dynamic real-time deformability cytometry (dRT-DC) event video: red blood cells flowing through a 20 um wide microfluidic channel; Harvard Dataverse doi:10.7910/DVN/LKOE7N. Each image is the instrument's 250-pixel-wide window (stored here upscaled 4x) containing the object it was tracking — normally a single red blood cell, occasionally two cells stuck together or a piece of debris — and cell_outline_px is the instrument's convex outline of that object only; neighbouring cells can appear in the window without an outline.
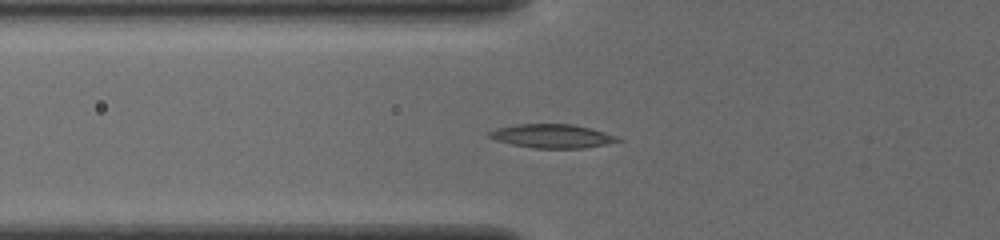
{"species": "common noctule bat (a hibernating species)", "species_latin": "Nyctalus noctula", "temperature_condition": "cold", "stored_images_in_passage": 19, "camera_frame_rate_fps": 3000, "um_per_image_px": 0.085, "animal": {"sex": "female", "body_mass_g": 19.5, "forearm_length_mm": 54.1}, "frame": {"image": 1, "passage_image": 12, "time_ms": 3.667, "image_size_px": [1000, 240], "cell_outline_px": [[624, 140], [584, 148], [532, 148], [512, 144], [496, 140], [488, 136], [488, 132], [496, 128], [520, 124], [572, 124], [592, 128], [616, 136]], "centroid_in_image_um": [46.93, 11.56], "position_along_channel_um": 78.9, "area_um2": 17.69}}
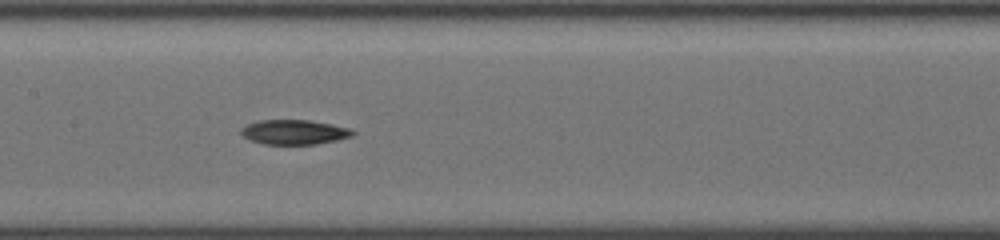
{"frame": {"image": 2, "passage_image": 16, "time_ms": 5.0, "image_size_px": [1000, 240], "cell_outline_px": [[356, 132], [352, 136], [336, 140], [316, 144], [264, 144], [248, 140], [240, 132], [248, 124], [260, 120], [308, 120], [332, 124], [348, 128]], "centroid_in_image_um": [25.01, 11.23], "position_along_channel_um": 182.4, "area_um2": 15.9}}
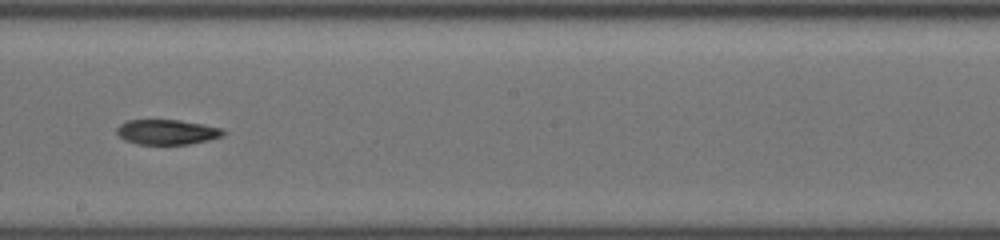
{"frame": {"image": 3, "passage_image": 18, "time_ms": 5.667, "image_size_px": [1000, 240], "cell_outline_px": [[224, 136], [208, 140], [188, 144], [136, 144], [124, 140], [116, 132], [116, 128], [120, 124], [128, 120], [180, 120], [204, 124], [224, 128]], "centroid_in_image_um": [14.21, 11.22], "position_along_channel_um": 234.0, "area_um2": 15.61}}